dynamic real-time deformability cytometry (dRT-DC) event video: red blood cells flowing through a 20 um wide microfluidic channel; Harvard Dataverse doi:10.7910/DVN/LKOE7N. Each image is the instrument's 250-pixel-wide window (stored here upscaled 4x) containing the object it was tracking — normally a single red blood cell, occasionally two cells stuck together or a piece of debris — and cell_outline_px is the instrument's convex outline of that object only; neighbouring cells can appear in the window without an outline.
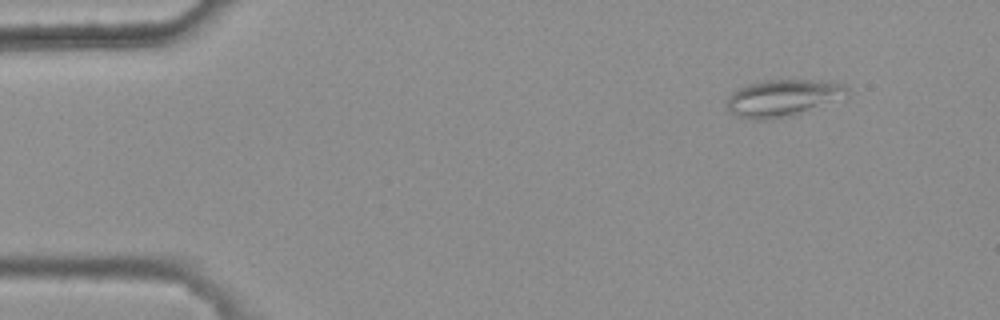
{"species": "common noctule bat (a hibernating species)", "species_latin": "Nyctalus noctula", "temperature_condition": "warm", "stored_images_in_passage": 3, "camera_frame_rate_fps": 3000, "um_per_image_px": 0.085, "animal": {"sex": "female", "body_mass_g": 25.1}, "frame": {"image": 1, "passage_image": 1, "time_ms": 0.0, "image_size_px": [1000, 320], "cell_outline_px": [[848, 96], [796, 116], [768, 120], [752, 120], [736, 116], [728, 112], [724, 104], [728, 96], [736, 88], [748, 84], [764, 80], [820, 80], [844, 84], [848, 88]], "centroid_in_image_um": [66.5, 8.35], "position_along_channel_um": 18.5, "area_um2": 26.7}}